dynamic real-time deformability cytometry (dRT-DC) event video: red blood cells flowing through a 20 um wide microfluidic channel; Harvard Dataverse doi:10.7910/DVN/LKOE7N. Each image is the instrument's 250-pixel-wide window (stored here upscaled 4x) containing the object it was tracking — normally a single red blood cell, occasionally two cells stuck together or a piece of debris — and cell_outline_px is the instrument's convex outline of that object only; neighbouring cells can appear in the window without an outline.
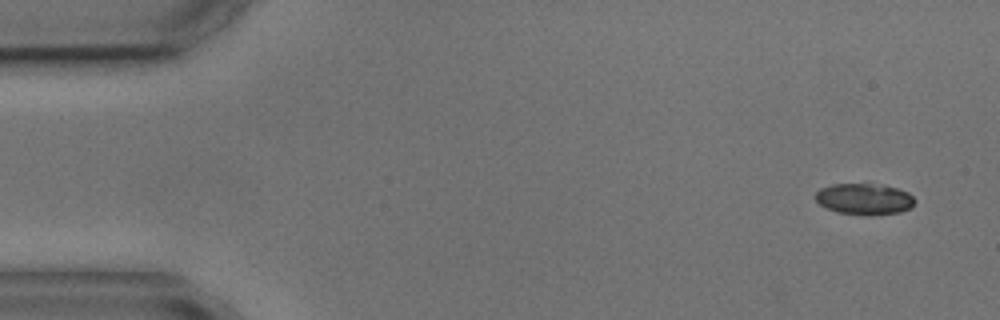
{"species": "common noctule bat (a hibernating species)", "species_latin": "Nyctalus noctula", "temperature_condition": "cold", "stored_images_in_passage": 9, "camera_frame_rate_fps": 3000, "um_per_image_px": 0.085, "animal": {"sex": "male", "body_mass_g": 17.9, "forearm_length_mm": 54.2}, "frame": {"image": 1, "passage_image": 1, "time_ms": 0.0, "image_size_px": [1000, 320], "cell_outline_px": [[916, 200], [912, 208], [900, 212], [836, 212], [820, 204], [816, 200], [816, 192], [820, 188], [832, 184], [868, 184], [896, 188], [908, 192]], "centroid_in_image_um": [73.46, 16.87], "position_along_channel_um": 11.5, "area_um2": 17.11}}
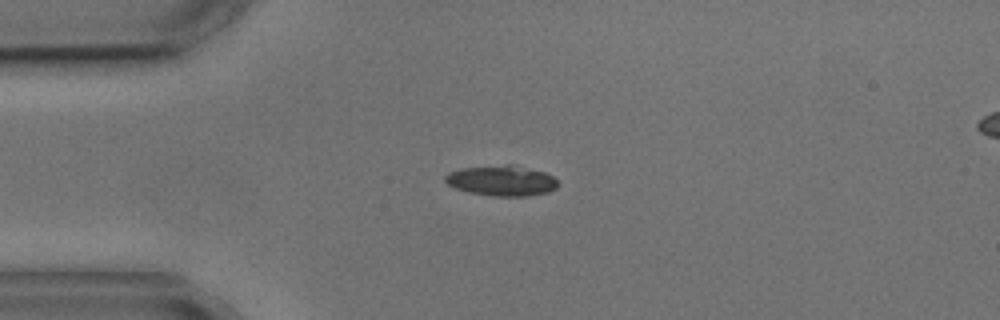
{"frame": {"image": 2, "passage_image": 3, "time_ms": 3.333, "image_size_px": [1000, 320], "cell_outline_px": [[560, 184], [556, 188], [548, 192], [528, 196], [492, 196], [468, 192], [456, 188], [448, 184], [444, 180], [444, 176], [448, 172], [464, 168], [508, 164], [512, 164], [544, 172], [552, 176]], "centroid_in_image_um": [42.65, 15.36], "position_along_channel_um": 42.4, "area_um2": 20.0}}
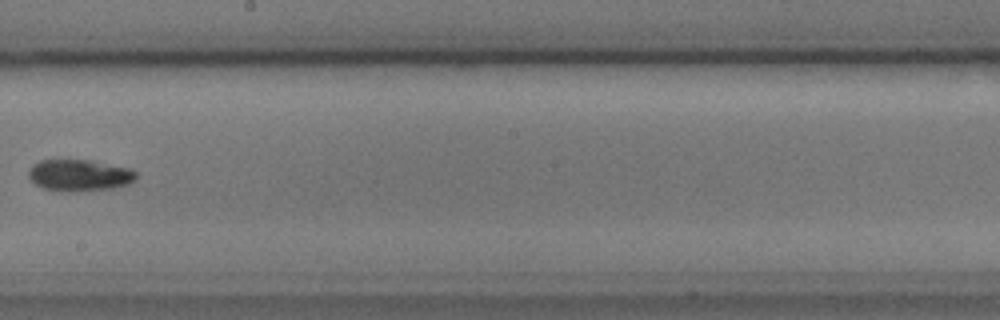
{"frame": {"image": 3, "passage_image": 8, "time_ms": 9.333, "image_size_px": [1000, 320], "cell_outline_px": [[136, 180], [128, 184], [112, 188], [44, 188], [36, 184], [28, 176], [28, 168], [32, 164], [40, 160], [92, 160], [128, 168], [136, 172]], "centroid_in_image_um": [6.75, 14.82], "position_along_channel_um": 241.4, "area_um2": 18.79}}